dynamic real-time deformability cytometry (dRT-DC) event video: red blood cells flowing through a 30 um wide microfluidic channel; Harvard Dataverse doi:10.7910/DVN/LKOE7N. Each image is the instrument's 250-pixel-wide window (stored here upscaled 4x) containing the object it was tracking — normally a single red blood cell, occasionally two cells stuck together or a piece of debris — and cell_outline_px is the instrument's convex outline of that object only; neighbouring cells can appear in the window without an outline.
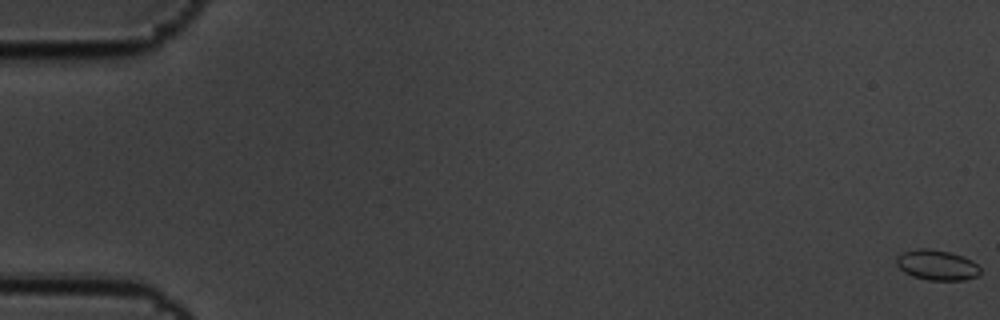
{"species": "common noctule bat (a hibernating species)", "species_latin": "Nyctalus noctula", "temperature_condition": "cold", "stored_images_in_passage": 6, "camera_frame_rate_fps": 3000, "um_per_image_px": 0.085, "animal": {"sex": "male", "body_mass_g": 19.5, "forearm_length_mm": 54.6}, "frame": {"image": 1, "passage_image": 1, "time_ms": 0.0, "image_size_px": [1000, 320], "cell_outline_px": [[980, 272], [976, 276], [964, 280], [928, 280], [912, 276], [904, 272], [896, 264], [896, 256], [904, 252], [916, 248], [928, 248], [948, 252], [964, 256], [972, 260], [980, 268]], "centroid_in_image_um": [79.62, 22.52], "position_along_channel_um": 5.4, "area_um2": 14.8}}
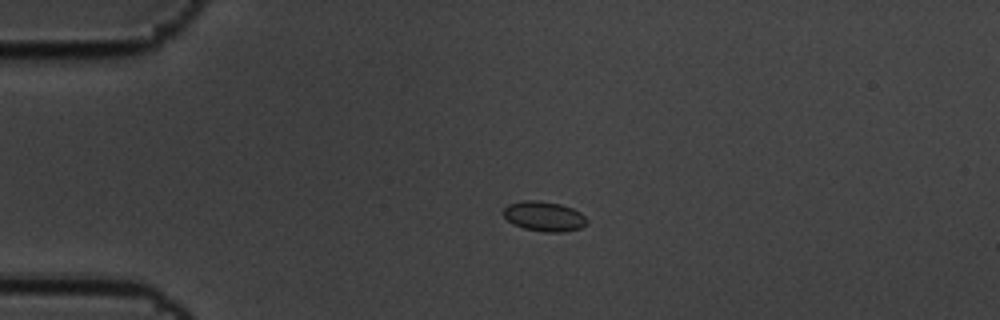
{"frame": {"image": 2, "passage_image": 5, "time_ms": 1.333, "image_size_px": [1000, 320], "cell_outline_px": [[588, 220], [580, 228], [564, 232], [544, 232], [524, 228], [512, 224], [504, 216], [504, 208], [508, 204], [524, 200], [540, 200], [560, 204], [572, 208], [580, 212]], "centroid_in_image_um": [46.24, 18.38], "position_along_channel_um": 38.8, "area_um2": 14.51}}